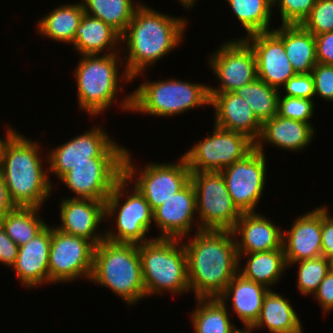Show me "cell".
<instances>
[{
    "mask_svg": "<svg viewBox=\"0 0 333 333\" xmlns=\"http://www.w3.org/2000/svg\"><path fill=\"white\" fill-rule=\"evenodd\" d=\"M184 241L189 289L195 298H218L239 269L231 230H199Z\"/></svg>",
    "mask_w": 333,
    "mask_h": 333,
    "instance_id": "1",
    "label": "cell"
},
{
    "mask_svg": "<svg viewBox=\"0 0 333 333\" xmlns=\"http://www.w3.org/2000/svg\"><path fill=\"white\" fill-rule=\"evenodd\" d=\"M187 24L185 18L163 14L141 2L121 35V43H126L124 69L130 78L140 77L146 68L177 48Z\"/></svg>",
    "mask_w": 333,
    "mask_h": 333,
    "instance_id": "2",
    "label": "cell"
},
{
    "mask_svg": "<svg viewBox=\"0 0 333 333\" xmlns=\"http://www.w3.org/2000/svg\"><path fill=\"white\" fill-rule=\"evenodd\" d=\"M6 132L0 151V174L10 199L15 207L41 208L54 186L49 179L50 172L43 169L39 142L12 127H7Z\"/></svg>",
    "mask_w": 333,
    "mask_h": 333,
    "instance_id": "3",
    "label": "cell"
},
{
    "mask_svg": "<svg viewBox=\"0 0 333 333\" xmlns=\"http://www.w3.org/2000/svg\"><path fill=\"white\" fill-rule=\"evenodd\" d=\"M109 288L127 305L146 297L137 244L101 241L94 248L90 281Z\"/></svg>",
    "mask_w": 333,
    "mask_h": 333,
    "instance_id": "4",
    "label": "cell"
},
{
    "mask_svg": "<svg viewBox=\"0 0 333 333\" xmlns=\"http://www.w3.org/2000/svg\"><path fill=\"white\" fill-rule=\"evenodd\" d=\"M209 85L171 78L145 80L137 89L121 101L119 109L150 114L151 116L172 117L196 107L209 105Z\"/></svg>",
    "mask_w": 333,
    "mask_h": 333,
    "instance_id": "5",
    "label": "cell"
},
{
    "mask_svg": "<svg viewBox=\"0 0 333 333\" xmlns=\"http://www.w3.org/2000/svg\"><path fill=\"white\" fill-rule=\"evenodd\" d=\"M184 240L153 238L138 244L146 297L190 292ZM184 292V293H183Z\"/></svg>",
    "mask_w": 333,
    "mask_h": 333,
    "instance_id": "6",
    "label": "cell"
},
{
    "mask_svg": "<svg viewBox=\"0 0 333 333\" xmlns=\"http://www.w3.org/2000/svg\"><path fill=\"white\" fill-rule=\"evenodd\" d=\"M79 61L74 70L79 108L95 117L116 102L117 92L124 89L119 87V80L126 83L132 82V78L125 69L123 75L118 72L124 61L119 53L82 55Z\"/></svg>",
    "mask_w": 333,
    "mask_h": 333,
    "instance_id": "7",
    "label": "cell"
},
{
    "mask_svg": "<svg viewBox=\"0 0 333 333\" xmlns=\"http://www.w3.org/2000/svg\"><path fill=\"white\" fill-rule=\"evenodd\" d=\"M127 184L131 183L123 175L105 201V220L116 219L117 229L116 232L111 229L105 230V240L138 245L153 239L146 238V233H149L153 225V210L139 190L133 186L132 192H129ZM125 197L126 200L123 201Z\"/></svg>",
    "mask_w": 333,
    "mask_h": 333,
    "instance_id": "8",
    "label": "cell"
},
{
    "mask_svg": "<svg viewBox=\"0 0 333 333\" xmlns=\"http://www.w3.org/2000/svg\"><path fill=\"white\" fill-rule=\"evenodd\" d=\"M199 230H232L242 212L234 204L221 171L191 172Z\"/></svg>",
    "mask_w": 333,
    "mask_h": 333,
    "instance_id": "9",
    "label": "cell"
},
{
    "mask_svg": "<svg viewBox=\"0 0 333 333\" xmlns=\"http://www.w3.org/2000/svg\"><path fill=\"white\" fill-rule=\"evenodd\" d=\"M177 160L179 161L174 163L151 162L138 170L132 162L130 151H125L123 175L130 183L137 178L131 185L139 190L153 211L190 182L191 171L186 159L181 156Z\"/></svg>",
    "mask_w": 333,
    "mask_h": 333,
    "instance_id": "10",
    "label": "cell"
},
{
    "mask_svg": "<svg viewBox=\"0 0 333 333\" xmlns=\"http://www.w3.org/2000/svg\"><path fill=\"white\" fill-rule=\"evenodd\" d=\"M254 149L255 141L249 136L214 125L211 135L198 141L182 156L191 172H212L245 158Z\"/></svg>",
    "mask_w": 333,
    "mask_h": 333,
    "instance_id": "11",
    "label": "cell"
},
{
    "mask_svg": "<svg viewBox=\"0 0 333 333\" xmlns=\"http://www.w3.org/2000/svg\"><path fill=\"white\" fill-rule=\"evenodd\" d=\"M95 245L86 238L74 236L51 227L49 283L90 280Z\"/></svg>",
    "mask_w": 333,
    "mask_h": 333,
    "instance_id": "12",
    "label": "cell"
},
{
    "mask_svg": "<svg viewBox=\"0 0 333 333\" xmlns=\"http://www.w3.org/2000/svg\"><path fill=\"white\" fill-rule=\"evenodd\" d=\"M100 126H94L86 133L72 137L48 153V170L61 178L74 165L92 163L94 157H124L127 148L119 146Z\"/></svg>",
    "mask_w": 333,
    "mask_h": 333,
    "instance_id": "13",
    "label": "cell"
},
{
    "mask_svg": "<svg viewBox=\"0 0 333 333\" xmlns=\"http://www.w3.org/2000/svg\"><path fill=\"white\" fill-rule=\"evenodd\" d=\"M208 58V64L219 85L209 86V93L233 92L257 79L256 58L244 39H232L220 44Z\"/></svg>",
    "mask_w": 333,
    "mask_h": 333,
    "instance_id": "14",
    "label": "cell"
},
{
    "mask_svg": "<svg viewBox=\"0 0 333 333\" xmlns=\"http://www.w3.org/2000/svg\"><path fill=\"white\" fill-rule=\"evenodd\" d=\"M124 157H94L92 163L74 165L59 181L74 193L73 199L106 201L123 176Z\"/></svg>",
    "mask_w": 333,
    "mask_h": 333,
    "instance_id": "15",
    "label": "cell"
},
{
    "mask_svg": "<svg viewBox=\"0 0 333 333\" xmlns=\"http://www.w3.org/2000/svg\"><path fill=\"white\" fill-rule=\"evenodd\" d=\"M266 156L256 148L221 170L229 194L242 213L255 212L266 183Z\"/></svg>",
    "mask_w": 333,
    "mask_h": 333,
    "instance_id": "16",
    "label": "cell"
},
{
    "mask_svg": "<svg viewBox=\"0 0 333 333\" xmlns=\"http://www.w3.org/2000/svg\"><path fill=\"white\" fill-rule=\"evenodd\" d=\"M253 49L256 58L257 78L280 90L296 75L287 58L283 42L272 32L254 33L240 37Z\"/></svg>",
    "mask_w": 333,
    "mask_h": 333,
    "instance_id": "17",
    "label": "cell"
},
{
    "mask_svg": "<svg viewBox=\"0 0 333 333\" xmlns=\"http://www.w3.org/2000/svg\"><path fill=\"white\" fill-rule=\"evenodd\" d=\"M59 205L61 222L55 226L58 230L86 238L95 246L105 240V231L97 232L105 218V201L65 197Z\"/></svg>",
    "mask_w": 333,
    "mask_h": 333,
    "instance_id": "18",
    "label": "cell"
},
{
    "mask_svg": "<svg viewBox=\"0 0 333 333\" xmlns=\"http://www.w3.org/2000/svg\"><path fill=\"white\" fill-rule=\"evenodd\" d=\"M196 213V195L190 181L153 211V223L160 230L157 238L183 239L191 235Z\"/></svg>",
    "mask_w": 333,
    "mask_h": 333,
    "instance_id": "19",
    "label": "cell"
},
{
    "mask_svg": "<svg viewBox=\"0 0 333 333\" xmlns=\"http://www.w3.org/2000/svg\"><path fill=\"white\" fill-rule=\"evenodd\" d=\"M282 247L287 266L322 256L321 206L297 217L290 230L283 231Z\"/></svg>",
    "mask_w": 333,
    "mask_h": 333,
    "instance_id": "20",
    "label": "cell"
},
{
    "mask_svg": "<svg viewBox=\"0 0 333 333\" xmlns=\"http://www.w3.org/2000/svg\"><path fill=\"white\" fill-rule=\"evenodd\" d=\"M262 215L258 212L243 213L231 230L238 254L283 249V230L277 224H273V220Z\"/></svg>",
    "mask_w": 333,
    "mask_h": 333,
    "instance_id": "21",
    "label": "cell"
},
{
    "mask_svg": "<svg viewBox=\"0 0 333 333\" xmlns=\"http://www.w3.org/2000/svg\"><path fill=\"white\" fill-rule=\"evenodd\" d=\"M51 226L47 225L28 243L19 246L15 265L16 278L28 288L49 284V253Z\"/></svg>",
    "mask_w": 333,
    "mask_h": 333,
    "instance_id": "22",
    "label": "cell"
},
{
    "mask_svg": "<svg viewBox=\"0 0 333 333\" xmlns=\"http://www.w3.org/2000/svg\"><path fill=\"white\" fill-rule=\"evenodd\" d=\"M209 106L214 108V125L249 136L253 141L260 137L262 123L253 114L245 99L234 92L209 93Z\"/></svg>",
    "mask_w": 333,
    "mask_h": 333,
    "instance_id": "23",
    "label": "cell"
},
{
    "mask_svg": "<svg viewBox=\"0 0 333 333\" xmlns=\"http://www.w3.org/2000/svg\"><path fill=\"white\" fill-rule=\"evenodd\" d=\"M312 123L284 118L278 114L262 123L260 137L255 141V148L264 153V144L278 148L299 151L306 149L316 133Z\"/></svg>",
    "mask_w": 333,
    "mask_h": 333,
    "instance_id": "24",
    "label": "cell"
},
{
    "mask_svg": "<svg viewBox=\"0 0 333 333\" xmlns=\"http://www.w3.org/2000/svg\"><path fill=\"white\" fill-rule=\"evenodd\" d=\"M270 289L245 278L237 272L218 297L224 304L231 302L232 310L244 327H253L260 317L263 299Z\"/></svg>",
    "mask_w": 333,
    "mask_h": 333,
    "instance_id": "25",
    "label": "cell"
},
{
    "mask_svg": "<svg viewBox=\"0 0 333 333\" xmlns=\"http://www.w3.org/2000/svg\"><path fill=\"white\" fill-rule=\"evenodd\" d=\"M121 44V35L115 29L101 19L84 13L76 29L73 42V47L80 56L101 54L102 52L105 54L119 53Z\"/></svg>",
    "mask_w": 333,
    "mask_h": 333,
    "instance_id": "26",
    "label": "cell"
},
{
    "mask_svg": "<svg viewBox=\"0 0 333 333\" xmlns=\"http://www.w3.org/2000/svg\"><path fill=\"white\" fill-rule=\"evenodd\" d=\"M272 32L283 42L296 74L311 73L317 61L315 37L300 24L281 25Z\"/></svg>",
    "mask_w": 333,
    "mask_h": 333,
    "instance_id": "27",
    "label": "cell"
},
{
    "mask_svg": "<svg viewBox=\"0 0 333 333\" xmlns=\"http://www.w3.org/2000/svg\"><path fill=\"white\" fill-rule=\"evenodd\" d=\"M266 327L269 333H304L297 312L284 295L269 290L263 299L261 314L253 328Z\"/></svg>",
    "mask_w": 333,
    "mask_h": 333,
    "instance_id": "28",
    "label": "cell"
},
{
    "mask_svg": "<svg viewBox=\"0 0 333 333\" xmlns=\"http://www.w3.org/2000/svg\"><path fill=\"white\" fill-rule=\"evenodd\" d=\"M247 259L246 265L241 266V257ZM239 268L238 272L245 278L250 279L258 284L269 287L276 285L284 275V271L288 269L284 250L275 249L267 252H255L251 254H238Z\"/></svg>",
    "mask_w": 333,
    "mask_h": 333,
    "instance_id": "29",
    "label": "cell"
},
{
    "mask_svg": "<svg viewBox=\"0 0 333 333\" xmlns=\"http://www.w3.org/2000/svg\"><path fill=\"white\" fill-rule=\"evenodd\" d=\"M84 13L82 2L63 4L54 8L36 24L38 34L57 42L72 45L76 29Z\"/></svg>",
    "mask_w": 333,
    "mask_h": 333,
    "instance_id": "30",
    "label": "cell"
},
{
    "mask_svg": "<svg viewBox=\"0 0 333 333\" xmlns=\"http://www.w3.org/2000/svg\"><path fill=\"white\" fill-rule=\"evenodd\" d=\"M191 314L195 333H234L238 330L230 321L227 304L218 298H197Z\"/></svg>",
    "mask_w": 333,
    "mask_h": 333,
    "instance_id": "31",
    "label": "cell"
},
{
    "mask_svg": "<svg viewBox=\"0 0 333 333\" xmlns=\"http://www.w3.org/2000/svg\"><path fill=\"white\" fill-rule=\"evenodd\" d=\"M133 0H83L84 12L115 29L120 35L124 33L133 18L134 12L141 5Z\"/></svg>",
    "mask_w": 333,
    "mask_h": 333,
    "instance_id": "32",
    "label": "cell"
},
{
    "mask_svg": "<svg viewBox=\"0 0 333 333\" xmlns=\"http://www.w3.org/2000/svg\"><path fill=\"white\" fill-rule=\"evenodd\" d=\"M39 209L15 207L2 219L0 224L18 246L28 243L48 225L40 216Z\"/></svg>",
    "mask_w": 333,
    "mask_h": 333,
    "instance_id": "33",
    "label": "cell"
},
{
    "mask_svg": "<svg viewBox=\"0 0 333 333\" xmlns=\"http://www.w3.org/2000/svg\"><path fill=\"white\" fill-rule=\"evenodd\" d=\"M236 19L247 32L254 33L272 31L269 26L273 13L272 2L269 0H226Z\"/></svg>",
    "mask_w": 333,
    "mask_h": 333,
    "instance_id": "34",
    "label": "cell"
},
{
    "mask_svg": "<svg viewBox=\"0 0 333 333\" xmlns=\"http://www.w3.org/2000/svg\"><path fill=\"white\" fill-rule=\"evenodd\" d=\"M233 92L245 99L253 114L261 123L278 114V98L281 91L269 86L259 78Z\"/></svg>",
    "mask_w": 333,
    "mask_h": 333,
    "instance_id": "35",
    "label": "cell"
},
{
    "mask_svg": "<svg viewBox=\"0 0 333 333\" xmlns=\"http://www.w3.org/2000/svg\"><path fill=\"white\" fill-rule=\"evenodd\" d=\"M299 265L297 287L302 295H313L329 272L328 260L324 256L305 259L295 263Z\"/></svg>",
    "mask_w": 333,
    "mask_h": 333,
    "instance_id": "36",
    "label": "cell"
},
{
    "mask_svg": "<svg viewBox=\"0 0 333 333\" xmlns=\"http://www.w3.org/2000/svg\"><path fill=\"white\" fill-rule=\"evenodd\" d=\"M300 25L314 36L333 31V0H316Z\"/></svg>",
    "mask_w": 333,
    "mask_h": 333,
    "instance_id": "37",
    "label": "cell"
},
{
    "mask_svg": "<svg viewBox=\"0 0 333 333\" xmlns=\"http://www.w3.org/2000/svg\"><path fill=\"white\" fill-rule=\"evenodd\" d=\"M280 95L281 94L279 93V116L284 118H290L293 120H299L305 123H311L309 120L311 119V117H313L315 105L313 99H304Z\"/></svg>",
    "mask_w": 333,
    "mask_h": 333,
    "instance_id": "38",
    "label": "cell"
},
{
    "mask_svg": "<svg viewBox=\"0 0 333 333\" xmlns=\"http://www.w3.org/2000/svg\"><path fill=\"white\" fill-rule=\"evenodd\" d=\"M316 0H274L278 6L282 25L301 24L314 7Z\"/></svg>",
    "mask_w": 333,
    "mask_h": 333,
    "instance_id": "39",
    "label": "cell"
},
{
    "mask_svg": "<svg viewBox=\"0 0 333 333\" xmlns=\"http://www.w3.org/2000/svg\"><path fill=\"white\" fill-rule=\"evenodd\" d=\"M311 75L314 80L315 96L333 103V65L316 63Z\"/></svg>",
    "mask_w": 333,
    "mask_h": 333,
    "instance_id": "40",
    "label": "cell"
},
{
    "mask_svg": "<svg viewBox=\"0 0 333 333\" xmlns=\"http://www.w3.org/2000/svg\"><path fill=\"white\" fill-rule=\"evenodd\" d=\"M282 88L285 91L284 96L304 99H313L315 97L314 80L311 73L292 76Z\"/></svg>",
    "mask_w": 333,
    "mask_h": 333,
    "instance_id": "41",
    "label": "cell"
},
{
    "mask_svg": "<svg viewBox=\"0 0 333 333\" xmlns=\"http://www.w3.org/2000/svg\"><path fill=\"white\" fill-rule=\"evenodd\" d=\"M326 206L321 207V247L326 259L333 256V216Z\"/></svg>",
    "mask_w": 333,
    "mask_h": 333,
    "instance_id": "42",
    "label": "cell"
},
{
    "mask_svg": "<svg viewBox=\"0 0 333 333\" xmlns=\"http://www.w3.org/2000/svg\"><path fill=\"white\" fill-rule=\"evenodd\" d=\"M319 302L323 312L333 311V273L330 271L326 274L324 280L320 283L317 291L313 294Z\"/></svg>",
    "mask_w": 333,
    "mask_h": 333,
    "instance_id": "43",
    "label": "cell"
},
{
    "mask_svg": "<svg viewBox=\"0 0 333 333\" xmlns=\"http://www.w3.org/2000/svg\"><path fill=\"white\" fill-rule=\"evenodd\" d=\"M318 63L333 65V31L315 35Z\"/></svg>",
    "mask_w": 333,
    "mask_h": 333,
    "instance_id": "44",
    "label": "cell"
},
{
    "mask_svg": "<svg viewBox=\"0 0 333 333\" xmlns=\"http://www.w3.org/2000/svg\"><path fill=\"white\" fill-rule=\"evenodd\" d=\"M19 246L6 234L0 224V263L13 267L16 263Z\"/></svg>",
    "mask_w": 333,
    "mask_h": 333,
    "instance_id": "45",
    "label": "cell"
},
{
    "mask_svg": "<svg viewBox=\"0 0 333 333\" xmlns=\"http://www.w3.org/2000/svg\"><path fill=\"white\" fill-rule=\"evenodd\" d=\"M15 208L12 203L4 177L0 174V223L5 215Z\"/></svg>",
    "mask_w": 333,
    "mask_h": 333,
    "instance_id": "46",
    "label": "cell"
},
{
    "mask_svg": "<svg viewBox=\"0 0 333 333\" xmlns=\"http://www.w3.org/2000/svg\"><path fill=\"white\" fill-rule=\"evenodd\" d=\"M182 6H184V8L186 9H191L193 8V6H195V1L197 0H178Z\"/></svg>",
    "mask_w": 333,
    "mask_h": 333,
    "instance_id": "47",
    "label": "cell"
},
{
    "mask_svg": "<svg viewBox=\"0 0 333 333\" xmlns=\"http://www.w3.org/2000/svg\"><path fill=\"white\" fill-rule=\"evenodd\" d=\"M327 260H328L329 271L333 273V256L327 258Z\"/></svg>",
    "mask_w": 333,
    "mask_h": 333,
    "instance_id": "48",
    "label": "cell"
},
{
    "mask_svg": "<svg viewBox=\"0 0 333 333\" xmlns=\"http://www.w3.org/2000/svg\"><path fill=\"white\" fill-rule=\"evenodd\" d=\"M234 333H247V327L238 329Z\"/></svg>",
    "mask_w": 333,
    "mask_h": 333,
    "instance_id": "49",
    "label": "cell"
},
{
    "mask_svg": "<svg viewBox=\"0 0 333 333\" xmlns=\"http://www.w3.org/2000/svg\"><path fill=\"white\" fill-rule=\"evenodd\" d=\"M253 331H255L253 327H247V333H252Z\"/></svg>",
    "mask_w": 333,
    "mask_h": 333,
    "instance_id": "50",
    "label": "cell"
},
{
    "mask_svg": "<svg viewBox=\"0 0 333 333\" xmlns=\"http://www.w3.org/2000/svg\"><path fill=\"white\" fill-rule=\"evenodd\" d=\"M2 142H3V139L0 138V151H1Z\"/></svg>",
    "mask_w": 333,
    "mask_h": 333,
    "instance_id": "51",
    "label": "cell"
}]
</instances>
